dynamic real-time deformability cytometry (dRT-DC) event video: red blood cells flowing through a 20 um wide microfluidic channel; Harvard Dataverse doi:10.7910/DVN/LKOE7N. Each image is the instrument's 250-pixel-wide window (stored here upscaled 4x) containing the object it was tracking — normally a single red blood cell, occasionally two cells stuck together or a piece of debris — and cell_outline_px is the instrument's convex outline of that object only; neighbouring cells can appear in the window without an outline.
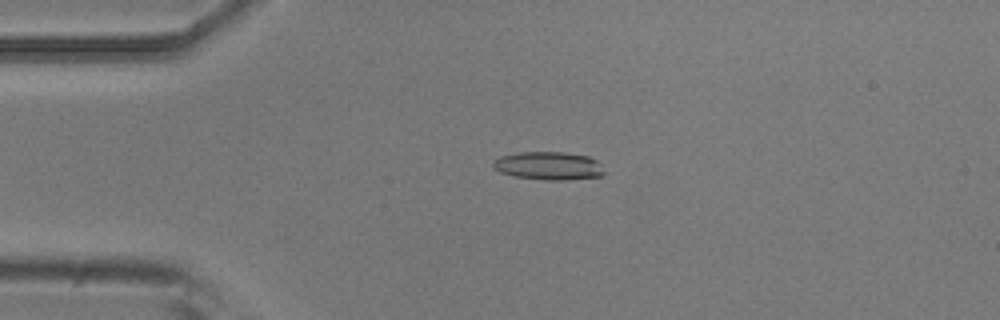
{"species": "common noctule bat (a hibernating species)", "species_latin": "Nyctalus noctula", "temperature_condition": "room temperature", "stored_images_in_passage": 3, "camera_frame_rate_fps": 3000, "um_per_image_px": 0.085, "animal": {"sex": "male", "body_mass_g": 20.5, "forearm_length_mm": 52.5}, "frame": {"image": 1, "passage_image": 2, "time_ms": 0.333, "image_size_px": [1000, 320], "cell_outline_px": [[604, 172], [600, 176], [564, 180], [544, 180], [512, 176], [500, 172], [492, 168], [492, 160], [500, 156], [520, 152], [564, 152], [588, 156], [596, 160], [600, 164]], "centroid_in_image_um": [46.57, 14.09], "position_along_channel_um": 38.4, "area_um2": 18.32}}